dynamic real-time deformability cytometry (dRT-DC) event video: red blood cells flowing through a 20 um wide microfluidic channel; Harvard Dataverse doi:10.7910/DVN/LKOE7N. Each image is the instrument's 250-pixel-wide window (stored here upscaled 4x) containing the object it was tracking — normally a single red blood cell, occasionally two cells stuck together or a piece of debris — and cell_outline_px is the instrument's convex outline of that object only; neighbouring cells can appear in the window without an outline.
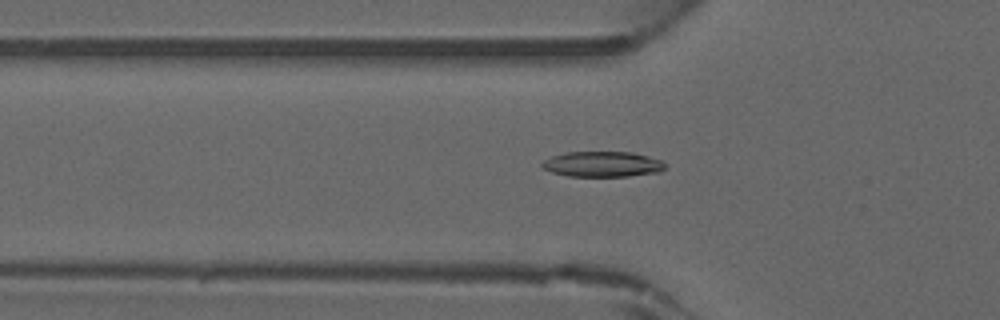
{"species": "common noctule bat (a hibernating species)", "species_latin": "Nyctalus noctula", "temperature_condition": "warm", "stored_images_in_passage": 45, "camera_frame_rate_fps": 3000, "um_per_image_px": 0.085, "animal": {"sex": "male", "forearm_length_mm": 52.5}, "frame": {"image": 1, "passage_image": 15, "time_ms": 4.667, "image_size_px": [1000, 320], "cell_outline_px": [[664, 168], [660, 172], [628, 176], [568, 176], [552, 172], [544, 168], [540, 164], [544, 160], [552, 156], [568, 152], [632, 152], [648, 156], [660, 160], [664, 164]], "centroid_in_image_um": [51.2, 13.95], "position_along_channel_um": 74.6, "area_um2": 18.09}}
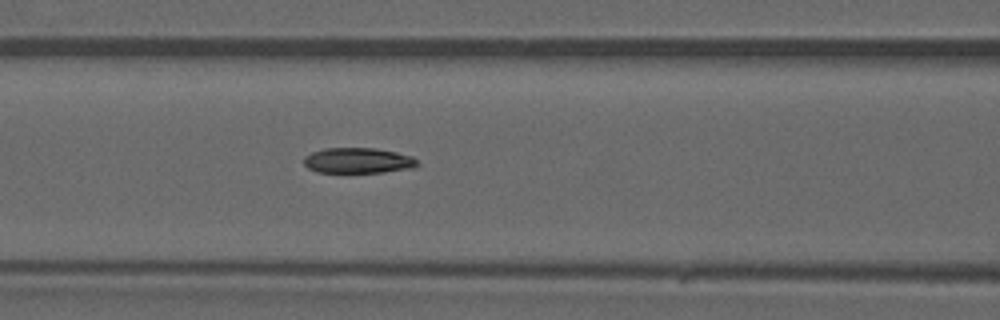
{"frame": {"image": 2, "passage_image": 19, "time_ms": 6.0, "image_size_px": [1000, 320], "cell_outline_px": [[420, 164], [416, 168], [384, 172], [316, 172], [308, 168], [304, 164], [304, 156], [312, 152], [324, 148], [376, 148], [396, 152], [412, 156]], "centroid_in_image_um": [30.46, 13.64], "position_along_channel_um": 136.1, "area_um2": 16.99}}
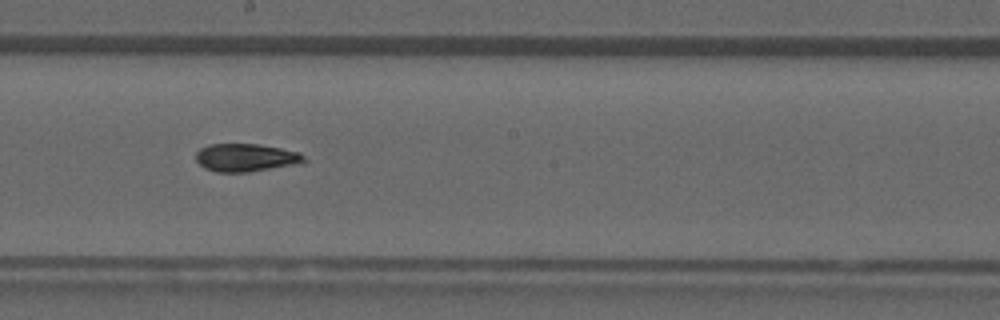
{"frame": {"image": 3, "passage_image": 25, "time_ms": 8.0, "image_size_px": [1000, 320], "cell_outline_px": [[308, 160], [304, 164], [248, 172], [216, 172], [204, 168], [196, 160], [196, 152], [200, 148], [208, 144], [260, 144], [300, 152]], "centroid_in_image_um": [20.95, 13.4], "position_along_channel_um": 227.2, "area_um2": 17.98}}